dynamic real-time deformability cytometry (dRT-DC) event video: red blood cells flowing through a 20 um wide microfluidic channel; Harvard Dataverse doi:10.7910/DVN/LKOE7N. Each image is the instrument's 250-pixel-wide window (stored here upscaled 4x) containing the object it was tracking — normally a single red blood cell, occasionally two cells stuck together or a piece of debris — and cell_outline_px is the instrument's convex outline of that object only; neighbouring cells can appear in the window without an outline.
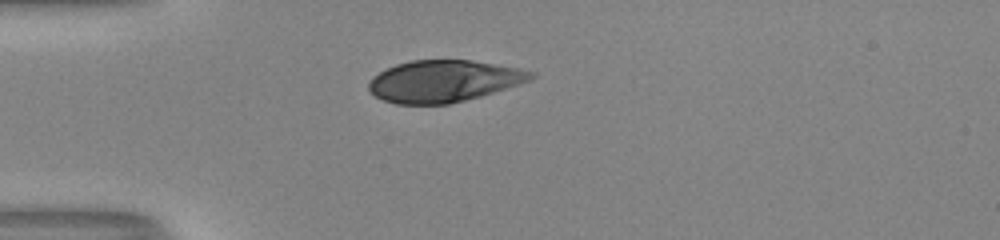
{"species": "human", "species_latin": "Homo sapiens", "temperature_condition": "room temperature", "stored_images_in_passage": 31, "camera_frame_rate_fps": 3000, "um_per_image_px": 0.085, "donor": {"sex": "male"}, "frame": {"image": 1, "passage_image": 1, "time_ms": 0.0, "image_size_px": [1000, 240], "cell_outline_px": [[536, 76], [528, 80], [480, 96], [448, 104], [396, 104], [384, 100], [376, 96], [368, 88], [368, 84], [372, 76], [396, 64], [412, 60], [472, 60], [516, 68], [536, 72]], "centroid_in_image_um": [37.67, 6.89], "position_along_channel_um": 47.3, "area_um2": 38.96}}
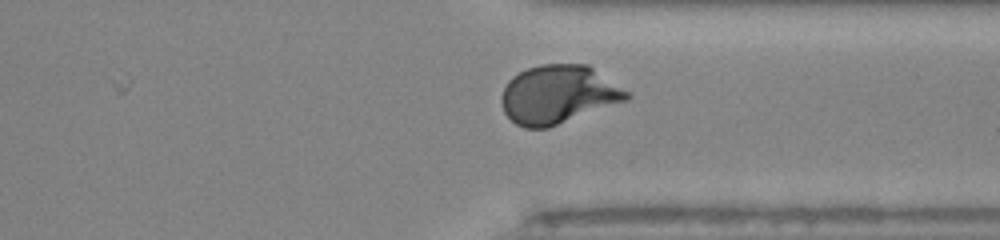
{"frame": {"image": 2, "passage_image": 26, "time_ms": 8.333, "image_size_px": [1000, 240], "cell_outline_px": [[632, 96], [628, 100], [548, 128], [524, 128], [516, 124], [504, 112], [500, 100], [504, 88], [508, 80], [512, 76], [528, 68], [540, 64], [588, 64], [628, 92]], "centroid_in_image_um": [47.44, 8.03], "position_along_channel_um": 364.0, "area_um2": 42.6}}
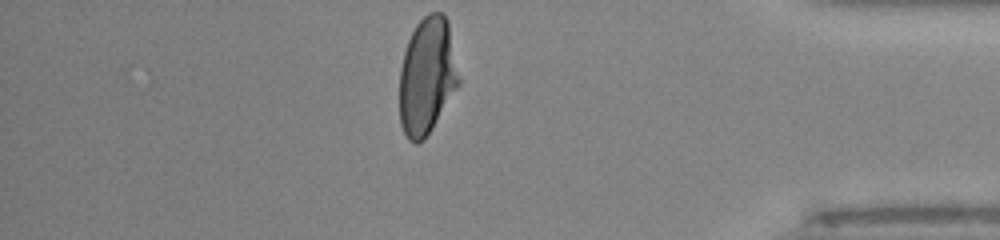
{"frame": {"image": 3, "passage_image": 31, "time_ms": 10.0, "image_size_px": [1000, 240], "cell_outline_px": [[460, 84], [432, 128], [424, 140], [416, 144], [408, 140], [400, 124], [400, 68], [404, 52], [408, 40], [416, 24], [428, 12], [444, 12], [448, 20], [460, 80]], "centroid_in_image_um": [36.3, 6.45], "position_along_channel_um": 398.9, "area_um2": 40.58}, "authors_computed_cell_mechanics": {"area_um2": 41.5004, "velocity_mm_per_s": 4.0507, "shape_relaxation_time_tau1_ms": 4.3848, "shape_relaxation_time_tau2_ms": null, "deformation_change_tau1": 0.2188, "deformation_change_tau2": null}}